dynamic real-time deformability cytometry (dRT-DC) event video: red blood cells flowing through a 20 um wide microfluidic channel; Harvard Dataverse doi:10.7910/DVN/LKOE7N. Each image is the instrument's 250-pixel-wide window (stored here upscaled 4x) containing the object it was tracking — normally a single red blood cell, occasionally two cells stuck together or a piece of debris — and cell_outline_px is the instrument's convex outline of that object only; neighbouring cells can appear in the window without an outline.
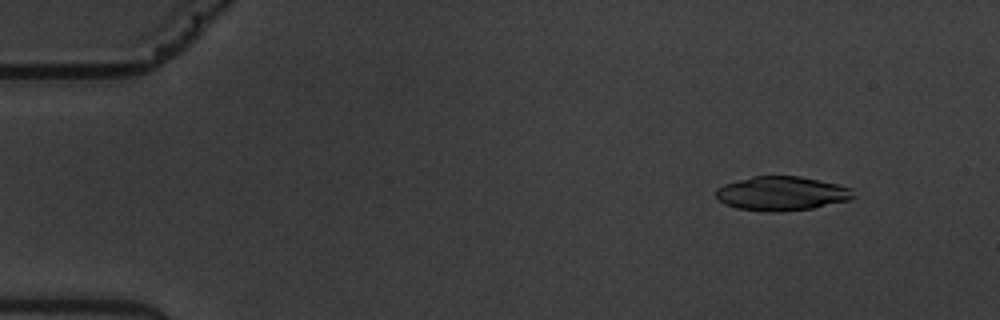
{"species": "common noctule bat (a hibernating species)", "species_latin": "Nyctalus noctula", "temperature_condition": "warm", "stored_images_in_passage": 5, "camera_frame_rate_fps": 3000, "um_per_image_px": 0.085, "animal": {"sex": "male", "body_mass_g": 19.5, "forearm_length_mm": 54.6}, "frame": {"image": 1, "passage_image": 2, "time_ms": 1.0, "image_size_px": [1000, 320], "cell_outline_px": [[856, 196], [852, 200], [812, 208], [736, 208], [724, 204], [716, 196], [716, 188], [724, 184], [752, 176], [800, 176], [840, 184], [852, 188]], "centroid_in_image_um": [66.52, 16.38], "position_along_channel_um": 18.5, "area_um2": 26.41}}